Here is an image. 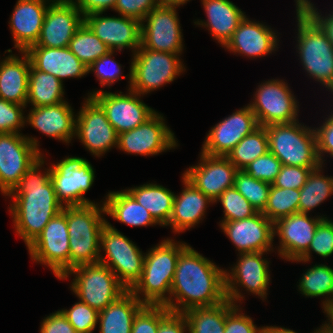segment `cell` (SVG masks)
Masks as SVG:
<instances>
[{
	"mask_svg": "<svg viewBox=\"0 0 333 333\" xmlns=\"http://www.w3.org/2000/svg\"><path fill=\"white\" fill-rule=\"evenodd\" d=\"M300 190L275 187L271 184L267 205L262 212L273 223L298 213Z\"/></svg>",
	"mask_w": 333,
	"mask_h": 333,
	"instance_id": "41",
	"label": "cell"
},
{
	"mask_svg": "<svg viewBox=\"0 0 333 333\" xmlns=\"http://www.w3.org/2000/svg\"><path fill=\"white\" fill-rule=\"evenodd\" d=\"M102 14L84 16V23L111 51L130 48L134 54L141 46V22L121 15L105 17Z\"/></svg>",
	"mask_w": 333,
	"mask_h": 333,
	"instance_id": "24",
	"label": "cell"
},
{
	"mask_svg": "<svg viewBox=\"0 0 333 333\" xmlns=\"http://www.w3.org/2000/svg\"><path fill=\"white\" fill-rule=\"evenodd\" d=\"M126 191L145 207L160 226H166L172 214L174 192L162 185L146 183Z\"/></svg>",
	"mask_w": 333,
	"mask_h": 333,
	"instance_id": "34",
	"label": "cell"
},
{
	"mask_svg": "<svg viewBox=\"0 0 333 333\" xmlns=\"http://www.w3.org/2000/svg\"><path fill=\"white\" fill-rule=\"evenodd\" d=\"M128 91L127 94L121 91L118 94L101 89L88 95L102 107L118 135L137 128L156 112L139 99L140 94L131 89Z\"/></svg>",
	"mask_w": 333,
	"mask_h": 333,
	"instance_id": "16",
	"label": "cell"
},
{
	"mask_svg": "<svg viewBox=\"0 0 333 333\" xmlns=\"http://www.w3.org/2000/svg\"><path fill=\"white\" fill-rule=\"evenodd\" d=\"M235 305L226 300L209 307H195L185 311L188 333H224L226 314Z\"/></svg>",
	"mask_w": 333,
	"mask_h": 333,
	"instance_id": "36",
	"label": "cell"
},
{
	"mask_svg": "<svg viewBox=\"0 0 333 333\" xmlns=\"http://www.w3.org/2000/svg\"><path fill=\"white\" fill-rule=\"evenodd\" d=\"M61 311L77 333H93L98 324V312L81 301Z\"/></svg>",
	"mask_w": 333,
	"mask_h": 333,
	"instance_id": "45",
	"label": "cell"
},
{
	"mask_svg": "<svg viewBox=\"0 0 333 333\" xmlns=\"http://www.w3.org/2000/svg\"><path fill=\"white\" fill-rule=\"evenodd\" d=\"M25 123L46 136L70 143L75 137L77 115L67 101L42 107H33Z\"/></svg>",
	"mask_w": 333,
	"mask_h": 333,
	"instance_id": "27",
	"label": "cell"
},
{
	"mask_svg": "<svg viewBox=\"0 0 333 333\" xmlns=\"http://www.w3.org/2000/svg\"><path fill=\"white\" fill-rule=\"evenodd\" d=\"M317 140V153L323 165L324 153L333 157V113L326 117L325 121L318 128H314Z\"/></svg>",
	"mask_w": 333,
	"mask_h": 333,
	"instance_id": "53",
	"label": "cell"
},
{
	"mask_svg": "<svg viewBox=\"0 0 333 333\" xmlns=\"http://www.w3.org/2000/svg\"><path fill=\"white\" fill-rule=\"evenodd\" d=\"M37 138L21 133H0V191L8 196L26 171L43 154Z\"/></svg>",
	"mask_w": 333,
	"mask_h": 333,
	"instance_id": "10",
	"label": "cell"
},
{
	"mask_svg": "<svg viewBox=\"0 0 333 333\" xmlns=\"http://www.w3.org/2000/svg\"><path fill=\"white\" fill-rule=\"evenodd\" d=\"M144 304L127 290L98 313L100 333H131L133 319Z\"/></svg>",
	"mask_w": 333,
	"mask_h": 333,
	"instance_id": "32",
	"label": "cell"
},
{
	"mask_svg": "<svg viewBox=\"0 0 333 333\" xmlns=\"http://www.w3.org/2000/svg\"><path fill=\"white\" fill-rule=\"evenodd\" d=\"M224 272V269L187 245L180 252L170 298L164 306L172 312L184 313L195 307L223 303L227 300Z\"/></svg>",
	"mask_w": 333,
	"mask_h": 333,
	"instance_id": "1",
	"label": "cell"
},
{
	"mask_svg": "<svg viewBox=\"0 0 333 333\" xmlns=\"http://www.w3.org/2000/svg\"><path fill=\"white\" fill-rule=\"evenodd\" d=\"M158 5V0H117L113 10L121 16L141 22Z\"/></svg>",
	"mask_w": 333,
	"mask_h": 333,
	"instance_id": "52",
	"label": "cell"
},
{
	"mask_svg": "<svg viewBox=\"0 0 333 333\" xmlns=\"http://www.w3.org/2000/svg\"><path fill=\"white\" fill-rule=\"evenodd\" d=\"M21 58L11 54L0 61V98L26 106L31 60L25 51Z\"/></svg>",
	"mask_w": 333,
	"mask_h": 333,
	"instance_id": "31",
	"label": "cell"
},
{
	"mask_svg": "<svg viewBox=\"0 0 333 333\" xmlns=\"http://www.w3.org/2000/svg\"><path fill=\"white\" fill-rule=\"evenodd\" d=\"M50 1V2H49ZM17 0L9 21L14 48L26 51L38 41L46 10L53 0ZM48 2V3H46Z\"/></svg>",
	"mask_w": 333,
	"mask_h": 333,
	"instance_id": "25",
	"label": "cell"
},
{
	"mask_svg": "<svg viewBox=\"0 0 333 333\" xmlns=\"http://www.w3.org/2000/svg\"><path fill=\"white\" fill-rule=\"evenodd\" d=\"M200 162L190 166L183 176L205 196L215 201L226 189L234 187L238 169L224 156H210L201 152Z\"/></svg>",
	"mask_w": 333,
	"mask_h": 333,
	"instance_id": "22",
	"label": "cell"
},
{
	"mask_svg": "<svg viewBox=\"0 0 333 333\" xmlns=\"http://www.w3.org/2000/svg\"><path fill=\"white\" fill-rule=\"evenodd\" d=\"M25 52L37 70L56 76L61 82L65 78H81L89 73L88 67L68 47H29Z\"/></svg>",
	"mask_w": 333,
	"mask_h": 333,
	"instance_id": "28",
	"label": "cell"
},
{
	"mask_svg": "<svg viewBox=\"0 0 333 333\" xmlns=\"http://www.w3.org/2000/svg\"><path fill=\"white\" fill-rule=\"evenodd\" d=\"M43 156L31 165L19 184L8 195L13 198L9 211L16 233L27 247L63 209L56 198L50 179V167L44 169V173L40 172L45 162Z\"/></svg>",
	"mask_w": 333,
	"mask_h": 333,
	"instance_id": "2",
	"label": "cell"
},
{
	"mask_svg": "<svg viewBox=\"0 0 333 333\" xmlns=\"http://www.w3.org/2000/svg\"><path fill=\"white\" fill-rule=\"evenodd\" d=\"M187 245L167 238L145 253L142 276L130 290L144 305H165L169 301L177 261Z\"/></svg>",
	"mask_w": 333,
	"mask_h": 333,
	"instance_id": "3",
	"label": "cell"
},
{
	"mask_svg": "<svg viewBox=\"0 0 333 333\" xmlns=\"http://www.w3.org/2000/svg\"><path fill=\"white\" fill-rule=\"evenodd\" d=\"M297 53L309 77L333 94V44L321 27L297 4Z\"/></svg>",
	"mask_w": 333,
	"mask_h": 333,
	"instance_id": "5",
	"label": "cell"
},
{
	"mask_svg": "<svg viewBox=\"0 0 333 333\" xmlns=\"http://www.w3.org/2000/svg\"><path fill=\"white\" fill-rule=\"evenodd\" d=\"M104 203L105 214L129 226H152L159 223L126 190L109 192Z\"/></svg>",
	"mask_w": 333,
	"mask_h": 333,
	"instance_id": "33",
	"label": "cell"
},
{
	"mask_svg": "<svg viewBox=\"0 0 333 333\" xmlns=\"http://www.w3.org/2000/svg\"><path fill=\"white\" fill-rule=\"evenodd\" d=\"M265 252H252L238 254L235 266L230 269L231 272L225 269V292L226 298L234 305L237 301L241 302L244 299L238 286L246 288L254 295H258L262 300L268 295V286L270 283L269 261L263 257Z\"/></svg>",
	"mask_w": 333,
	"mask_h": 333,
	"instance_id": "14",
	"label": "cell"
},
{
	"mask_svg": "<svg viewBox=\"0 0 333 333\" xmlns=\"http://www.w3.org/2000/svg\"><path fill=\"white\" fill-rule=\"evenodd\" d=\"M322 308L324 310L323 312L325 314H327V316H326V317H328L327 320H329L328 323L325 322V324L333 331V304L324 306Z\"/></svg>",
	"mask_w": 333,
	"mask_h": 333,
	"instance_id": "59",
	"label": "cell"
},
{
	"mask_svg": "<svg viewBox=\"0 0 333 333\" xmlns=\"http://www.w3.org/2000/svg\"><path fill=\"white\" fill-rule=\"evenodd\" d=\"M169 312L164 305H144L133 319L131 333H157L159 323Z\"/></svg>",
	"mask_w": 333,
	"mask_h": 333,
	"instance_id": "46",
	"label": "cell"
},
{
	"mask_svg": "<svg viewBox=\"0 0 333 333\" xmlns=\"http://www.w3.org/2000/svg\"><path fill=\"white\" fill-rule=\"evenodd\" d=\"M182 183L184 189L179 195H174L172 214L166 225L178 234L197 225L204 217L207 205L214 203L183 175Z\"/></svg>",
	"mask_w": 333,
	"mask_h": 333,
	"instance_id": "29",
	"label": "cell"
},
{
	"mask_svg": "<svg viewBox=\"0 0 333 333\" xmlns=\"http://www.w3.org/2000/svg\"><path fill=\"white\" fill-rule=\"evenodd\" d=\"M299 292L306 297L326 296L323 307L333 304V268L324 264H315L300 278Z\"/></svg>",
	"mask_w": 333,
	"mask_h": 333,
	"instance_id": "38",
	"label": "cell"
},
{
	"mask_svg": "<svg viewBox=\"0 0 333 333\" xmlns=\"http://www.w3.org/2000/svg\"><path fill=\"white\" fill-rule=\"evenodd\" d=\"M315 333H333V331L324 323L321 327L314 330Z\"/></svg>",
	"mask_w": 333,
	"mask_h": 333,
	"instance_id": "61",
	"label": "cell"
},
{
	"mask_svg": "<svg viewBox=\"0 0 333 333\" xmlns=\"http://www.w3.org/2000/svg\"><path fill=\"white\" fill-rule=\"evenodd\" d=\"M287 84L284 80L271 79L258 85L254 99L248 105L259 126L298 120L299 102Z\"/></svg>",
	"mask_w": 333,
	"mask_h": 333,
	"instance_id": "13",
	"label": "cell"
},
{
	"mask_svg": "<svg viewBox=\"0 0 333 333\" xmlns=\"http://www.w3.org/2000/svg\"><path fill=\"white\" fill-rule=\"evenodd\" d=\"M327 219L324 216L309 217V214L295 213L274 222V237L279 236L278 255L286 261L300 259L307 251L318 224Z\"/></svg>",
	"mask_w": 333,
	"mask_h": 333,
	"instance_id": "21",
	"label": "cell"
},
{
	"mask_svg": "<svg viewBox=\"0 0 333 333\" xmlns=\"http://www.w3.org/2000/svg\"><path fill=\"white\" fill-rule=\"evenodd\" d=\"M311 128L299 123V120L266 126L269 151L282 165L317 168L321 162L316 134Z\"/></svg>",
	"mask_w": 333,
	"mask_h": 333,
	"instance_id": "6",
	"label": "cell"
},
{
	"mask_svg": "<svg viewBox=\"0 0 333 333\" xmlns=\"http://www.w3.org/2000/svg\"><path fill=\"white\" fill-rule=\"evenodd\" d=\"M264 333H297V332L284 327L264 326ZM313 333H315V331Z\"/></svg>",
	"mask_w": 333,
	"mask_h": 333,
	"instance_id": "58",
	"label": "cell"
},
{
	"mask_svg": "<svg viewBox=\"0 0 333 333\" xmlns=\"http://www.w3.org/2000/svg\"><path fill=\"white\" fill-rule=\"evenodd\" d=\"M295 2L321 27L333 44V11L328 16H322L310 0H295Z\"/></svg>",
	"mask_w": 333,
	"mask_h": 333,
	"instance_id": "55",
	"label": "cell"
},
{
	"mask_svg": "<svg viewBox=\"0 0 333 333\" xmlns=\"http://www.w3.org/2000/svg\"><path fill=\"white\" fill-rule=\"evenodd\" d=\"M25 108L0 98V133H20V128L25 126Z\"/></svg>",
	"mask_w": 333,
	"mask_h": 333,
	"instance_id": "48",
	"label": "cell"
},
{
	"mask_svg": "<svg viewBox=\"0 0 333 333\" xmlns=\"http://www.w3.org/2000/svg\"><path fill=\"white\" fill-rule=\"evenodd\" d=\"M322 164L311 170L306 183L300 189L298 213L308 214L333 194V176L326 177Z\"/></svg>",
	"mask_w": 333,
	"mask_h": 333,
	"instance_id": "37",
	"label": "cell"
},
{
	"mask_svg": "<svg viewBox=\"0 0 333 333\" xmlns=\"http://www.w3.org/2000/svg\"><path fill=\"white\" fill-rule=\"evenodd\" d=\"M176 9V6L158 5L145 16L141 21L140 48L182 54L183 35Z\"/></svg>",
	"mask_w": 333,
	"mask_h": 333,
	"instance_id": "15",
	"label": "cell"
},
{
	"mask_svg": "<svg viewBox=\"0 0 333 333\" xmlns=\"http://www.w3.org/2000/svg\"><path fill=\"white\" fill-rule=\"evenodd\" d=\"M234 187L257 212L264 211L270 193V183L253 178L244 170H238L234 178Z\"/></svg>",
	"mask_w": 333,
	"mask_h": 333,
	"instance_id": "42",
	"label": "cell"
},
{
	"mask_svg": "<svg viewBox=\"0 0 333 333\" xmlns=\"http://www.w3.org/2000/svg\"><path fill=\"white\" fill-rule=\"evenodd\" d=\"M281 167L280 160L270 151H267L263 156L248 164L244 171L257 180L272 184L280 173Z\"/></svg>",
	"mask_w": 333,
	"mask_h": 333,
	"instance_id": "47",
	"label": "cell"
},
{
	"mask_svg": "<svg viewBox=\"0 0 333 333\" xmlns=\"http://www.w3.org/2000/svg\"><path fill=\"white\" fill-rule=\"evenodd\" d=\"M115 53V51H109L107 54H105L104 56L100 57L99 59H97L95 62H93L89 67H88V72H94L97 80L100 81V85L101 86H112V84H114V82H116L117 80H121L122 78H126V76H122L120 77L123 73L121 70V64H119L118 62H116L113 57H111L113 54ZM108 65H113L108 66ZM107 66L113 69L108 70L106 69ZM121 78V79H120Z\"/></svg>",
	"mask_w": 333,
	"mask_h": 333,
	"instance_id": "49",
	"label": "cell"
},
{
	"mask_svg": "<svg viewBox=\"0 0 333 333\" xmlns=\"http://www.w3.org/2000/svg\"><path fill=\"white\" fill-rule=\"evenodd\" d=\"M223 206L224 219L220 222L237 221L252 217L257 211L235 187L226 189L214 203Z\"/></svg>",
	"mask_w": 333,
	"mask_h": 333,
	"instance_id": "43",
	"label": "cell"
},
{
	"mask_svg": "<svg viewBox=\"0 0 333 333\" xmlns=\"http://www.w3.org/2000/svg\"><path fill=\"white\" fill-rule=\"evenodd\" d=\"M220 228L239 254L273 251L274 223L262 212L247 219L221 222Z\"/></svg>",
	"mask_w": 333,
	"mask_h": 333,
	"instance_id": "23",
	"label": "cell"
},
{
	"mask_svg": "<svg viewBox=\"0 0 333 333\" xmlns=\"http://www.w3.org/2000/svg\"><path fill=\"white\" fill-rule=\"evenodd\" d=\"M40 333H77L61 310L41 321Z\"/></svg>",
	"mask_w": 333,
	"mask_h": 333,
	"instance_id": "54",
	"label": "cell"
},
{
	"mask_svg": "<svg viewBox=\"0 0 333 333\" xmlns=\"http://www.w3.org/2000/svg\"><path fill=\"white\" fill-rule=\"evenodd\" d=\"M162 114L155 112L137 128L118 135L117 148L128 154L157 155L178 146Z\"/></svg>",
	"mask_w": 333,
	"mask_h": 333,
	"instance_id": "18",
	"label": "cell"
},
{
	"mask_svg": "<svg viewBox=\"0 0 333 333\" xmlns=\"http://www.w3.org/2000/svg\"><path fill=\"white\" fill-rule=\"evenodd\" d=\"M313 169L315 168L282 165L280 173L272 185L279 188L300 190Z\"/></svg>",
	"mask_w": 333,
	"mask_h": 333,
	"instance_id": "51",
	"label": "cell"
},
{
	"mask_svg": "<svg viewBox=\"0 0 333 333\" xmlns=\"http://www.w3.org/2000/svg\"><path fill=\"white\" fill-rule=\"evenodd\" d=\"M101 249L106 257L100 254L99 263L109 267L119 282L131 290L142 276L145 253L108 221L101 231Z\"/></svg>",
	"mask_w": 333,
	"mask_h": 333,
	"instance_id": "9",
	"label": "cell"
},
{
	"mask_svg": "<svg viewBox=\"0 0 333 333\" xmlns=\"http://www.w3.org/2000/svg\"><path fill=\"white\" fill-rule=\"evenodd\" d=\"M84 99L76 117L75 136L92 155L100 157L118 146V134L102 107L92 97Z\"/></svg>",
	"mask_w": 333,
	"mask_h": 333,
	"instance_id": "17",
	"label": "cell"
},
{
	"mask_svg": "<svg viewBox=\"0 0 333 333\" xmlns=\"http://www.w3.org/2000/svg\"><path fill=\"white\" fill-rule=\"evenodd\" d=\"M240 305H235L225 319L224 333H264V326L257 327L253 319L241 313Z\"/></svg>",
	"mask_w": 333,
	"mask_h": 333,
	"instance_id": "50",
	"label": "cell"
},
{
	"mask_svg": "<svg viewBox=\"0 0 333 333\" xmlns=\"http://www.w3.org/2000/svg\"><path fill=\"white\" fill-rule=\"evenodd\" d=\"M104 214V203L67 207L69 270L99 262L101 231L107 223Z\"/></svg>",
	"mask_w": 333,
	"mask_h": 333,
	"instance_id": "4",
	"label": "cell"
},
{
	"mask_svg": "<svg viewBox=\"0 0 333 333\" xmlns=\"http://www.w3.org/2000/svg\"><path fill=\"white\" fill-rule=\"evenodd\" d=\"M27 249L31 259L49 267L56 278L69 271L67 207L48 222Z\"/></svg>",
	"mask_w": 333,
	"mask_h": 333,
	"instance_id": "11",
	"label": "cell"
},
{
	"mask_svg": "<svg viewBox=\"0 0 333 333\" xmlns=\"http://www.w3.org/2000/svg\"><path fill=\"white\" fill-rule=\"evenodd\" d=\"M186 331L189 330L185 315L170 311L159 323L157 333H185Z\"/></svg>",
	"mask_w": 333,
	"mask_h": 333,
	"instance_id": "56",
	"label": "cell"
},
{
	"mask_svg": "<svg viewBox=\"0 0 333 333\" xmlns=\"http://www.w3.org/2000/svg\"><path fill=\"white\" fill-rule=\"evenodd\" d=\"M117 0H73L83 17L92 13L105 12L114 9Z\"/></svg>",
	"mask_w": 333,
	"mask_h": 333,
	"instance_id": "57",
	"label": "cell"
},
{
	"mask_svg": "<svg viewBox=\"0 0 333 333\" xmlns=\"http://www.w3.org/2000/svg\"><path fill=\"white\" fill-rule=\"evenodd\" d=\"M50 179L56 198L63 207L95 203L84 197L95 180L94 168L88 160L68 156L50 166Z\"/></svg>",
	"mask_w": 333,
	"mask_h": 333,
	"instance_id": "12",
	"label": "cell"
},
{
	"mask_svg": "<svg viewBox=\"0 0 333 333\" xmlns=\"http://www.w3.org/2000/svg\"><path fill=\"white\" fill-rule=\"evenodd\" d=\"M312 251L323 258L333 254V221L323 219L315 230L314 238L308 248V251L296 262H309Z\"/></svg>",
	"mask_w": 333,
	"mask_h": 333,
	"instance_id": "44",
	"label": "cell"
},
{
	"mask_svg": "<svg viewBox=\"0 0 333 333\" xmlns=\"http://www.w3.org/2000/svg\"><path fill=\"white\" fill-rule=\"evenodd\" d=\"M190 0H158L159 5H167V6H176L179 7L189 2Z\"/></svg>",
	"mask_w": 333,
	"mask_h": 333,
	"instance_id": "60",
	"label": "cell"
},
{
	"mask_svg": "<svg viewBox=\"0 0 333 333\" xmlns=\"http://www.w3.org/2000/svg\"><path fill=\"white\" fill-rule=\"evenodd\" d=\"M201 2L208 19L207 21L198 19L194 22L195 25L207 28L213 38L224 47L245 18V13L230 0H201Z\"/></svg>",
	"mask_w": 333,
	"mask_h": 333,
	"instance_id": "30",
	"label": "cell"
},
{
	"mask_svg": "<svg viewBox=\"0 0 333 333\" xmlns=\"http://www.w3.org/2000/svg\"><path fill=\"white\" fill-rule=\"evenodd\" d=\"M68 48L86 67L111 51L85 23L77 29Z\"/></svg>",
	"mask_w": 333,
	"mask_h": 333,
	"instance_id": "40",
	"label": "cell"
},
{
	"mask_svg": "<svg viewBox=\"0 0 333 333\" xmlns=\"http://www.w3.org/2000/svg\"><path fill=\"white\" fill-rule=\"evenodd\" d=\"M129 89L141 96L173 82L185 72L180 55L139 48L132 54Z\"/></svg>",
	"mask_w": 333,
	"mask_h": 333,
	"instance_id": "7",
	"label": "cell"
},
{
	"mask_svg": "<svg viewBox=\"0 0 333 333\" xmlns=\"http://www.w3.org/2000/svg\"><path fill=\"white\" fill-rule=\"evenodd\" d=\"M278 41L271 27L245 16L224 48L249 58L264 57L278 49Z\"/></svg>",
	"mask_w": 333,
	"mask_h": 333,
	"instance_id": "26",
	"label": "cell"
},
{
	"mask_svg": "<svg viewBox=\"0 0 333 333\" xmlns=\"http://www.w3.org/2000/svg\"><path fill=\"white\" fill-rule=\"evenodd\" d=\"M267 151L269 147L266 127L259 126L246 135L227 155V158L238 170H244L248 164Z\"/></svg>",
	"mask_w": 333,
	"mask_h": 333,
	"instance_id": "39",
	"label": "cell"
},
{
	"mask_svg": "<svg viewBox=\"0 0 333 333\" xmlns=\"http://www.w3.org/2000/svg\"><path fill=\"white\" fill-rule=\"evenodd\" d=\"M63 87L56 76L39 71L31 64L26 107L29 103L32 107H42L66 101Z\"/></svg>",
	"mask_w": 333,
	"mask_h": 333,
	"instance_id": "35",
	"label": "cell"
},
{
	"mask_svg": "<svg viewBox=\"0 0 333 333\" xmlns=\"http://www.w3.org/2000/svg\"><path fill=\"white\" fill-rule=\"evenodd\" d=\"M259 127L249 105L236 110L210 129L203 142L202 152L210 156H224L246 136Z\"/></svg>",
	"mask_w": 333,
	"mask_h": 333,
	"instance_id": "20",
	"label": "cell"
},
{
	"mask_svg": "<svg viewBox=\"0 0 333 333\" xmlns=\"http://www.w3.org/2000/svg\"><path fill=\"white\" fill-rule=\"evenodd\" d=\"M71 274L75 276L70 286L71 290L79 301L94 308L98 313L127 291L112 270L99 262L74 267L61 280L67 279Z\"/></svg>",
	"mask_w": 333,
	"mask_h": 333,
	"instance_id": "8",
	"label": "cell"
},
{
	"mask_svg": "<svg viewBox=\"0 0 333 333\" xmlns=\"http://www.w3.org/2000/svg\"><path fill=\"white\" fill-rule=\"evenodd\" d=\"M83 23L84 17L73 0H53L46 10L38 41L30 47H68Z\"/></svg>",
	"mask_w": 333,
	"mask_h": 333,
	"instance_id": "19",
	"label": "cell"
}]
</instances>
